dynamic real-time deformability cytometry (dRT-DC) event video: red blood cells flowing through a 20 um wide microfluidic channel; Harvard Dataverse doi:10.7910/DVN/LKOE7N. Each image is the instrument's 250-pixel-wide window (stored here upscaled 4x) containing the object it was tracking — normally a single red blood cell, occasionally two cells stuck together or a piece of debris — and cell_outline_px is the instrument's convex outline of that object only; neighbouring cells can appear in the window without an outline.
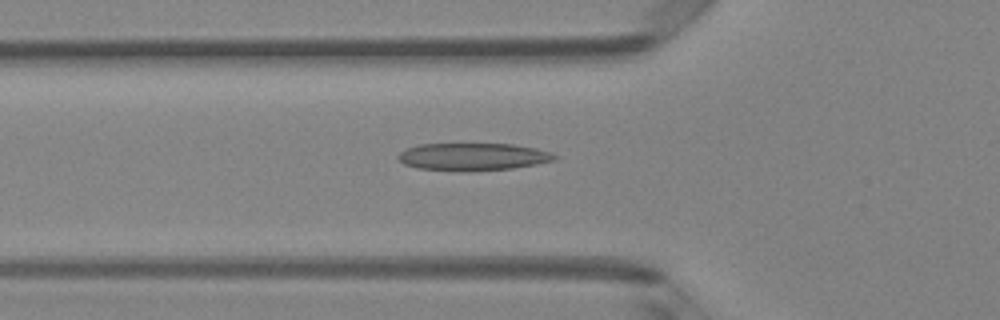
{"species": "Egyptian fruit bat (a non-hibernating species)", "species_latin": "Rousettus aegyptiacus", "temperature_condition": "room temperature", "stored_images_in_passage": 49, "camera_frame_rate_fps": 3000, "um_per_image_px": 0.085, "animal": {"sex": "female"}, "frame": {"image": 1, "passage_image": 17, "time_ms": 5.333, "image_size_px": [1000, 320], "cell_outline_px": [[560, 156], [556, 160], [536, 164], [512, 168], [416, 168], [404, 164], [396, 156], [400, 152], [408, 148], [420, 144], [512, 144], [536, 148]], "centroid_in_image_um": [40.24, 13.27], "position_along_channel_um": 85.6, "area_um2": 23.76}}
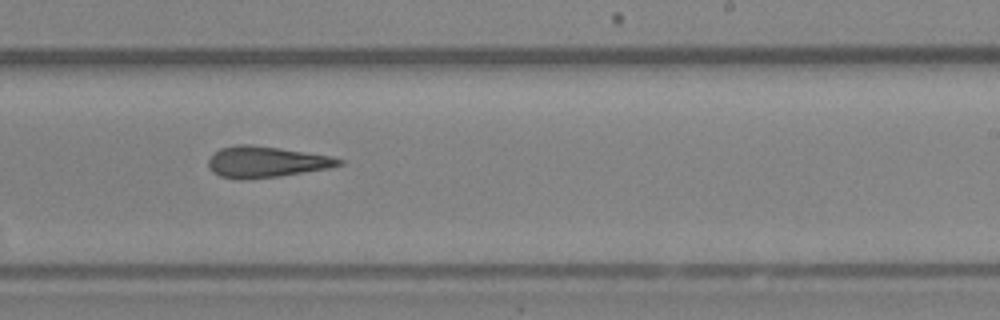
{"frame": {"image": 2, "passage_image": 30, "time_ms": 9.667, "image_size_px": [1000, 320], "cell_outline_px": [[344, 164], [328, 168], [280, 176], [240, 180], [236, 180], [220, 176], [212, 172], [208, 164], [208, 160], [220, 148], [236, 144], [252, 144], [332, 156], [344, 160]], "centroid_in_image_um": [22.61, 13.76], "position_along_channel_um": 266.4, "area_um2": 23.7}}
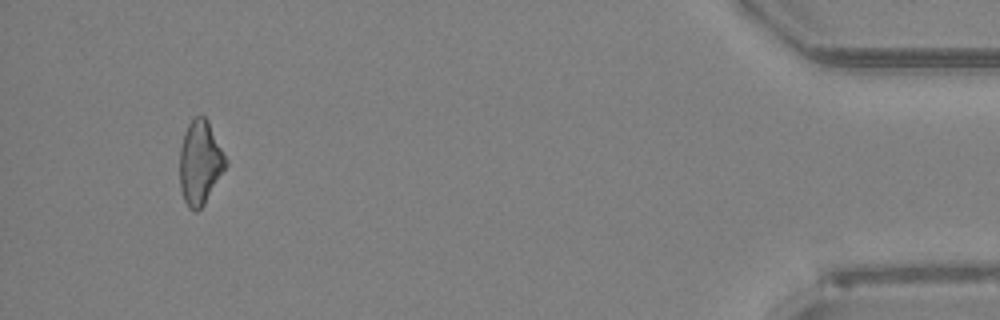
{"frame": {"image": 3, "passage_image": 46, "time_ms": 15.0, "image_size_px": [1000, 320], "cell_outline_px": [[228, 164], [204, 204], [196, 212], [192, 212], [188, 208], [184, 200], [180, 188], [180, 148], [184, 132], [188, 124], [196, 116], [204, 116], [208, 120], [228, 160]], "centroid_in_image_um": [17.01, 13.83], "position_along_channel_um": 418.2, "area_um2": 22.6}, "authors_computed_cell_mechanics": {"area_um2": 23.7558, "velocity_mm_per_s": 4.1745, "shape_relaxation_time_tau1_ms": 4.351, "shape_relaxation_time_tau2_ms": 4.1058, "deformation_change_tau1": 0.1583, "deformation_change_tau2": 0.1836}}